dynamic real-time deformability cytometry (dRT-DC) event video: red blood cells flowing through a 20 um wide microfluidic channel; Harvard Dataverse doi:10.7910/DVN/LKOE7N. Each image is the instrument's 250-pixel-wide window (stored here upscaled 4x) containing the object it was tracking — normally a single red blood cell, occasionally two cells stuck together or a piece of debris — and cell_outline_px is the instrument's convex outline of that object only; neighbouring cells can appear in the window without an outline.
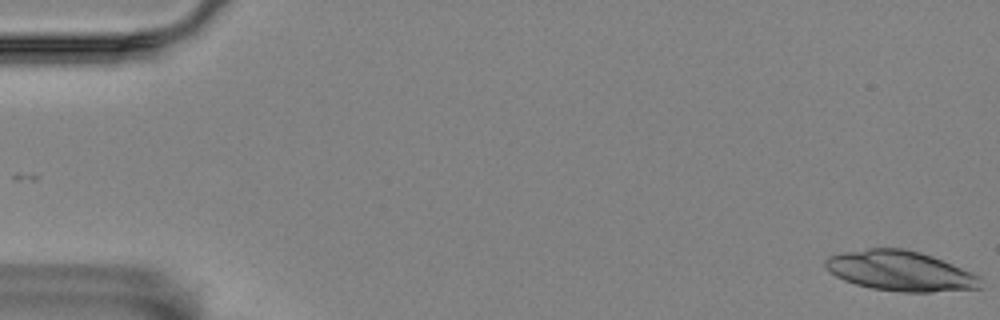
{"species": "Egyptian fruit bat (a non-hibernating species)", "species_latin": "Rousettus aegyptiacus", "temperature_condition": "room temperature", "stored_images_in_passage": 56, "camera_frame_rate_fps": 3000, "um_per_image_px": 0.085, "animal": {"sex": "female"}, "frame": {"image": 1, "passage_image": 1, "time_ms": 0.0, "image_size_px": [1000, 320], "cell_outline_px": [[984, 288], [932, 292], [904, 292], [872, 288], [856, 284], [844, 280], [836, 276], [824, 268], [824, 260], [828, 256], [844, 252], [868, 248], [904, 248], [920, 252], [932, 256], [952, 264], [980, 276]], "centroid_in_image_um": [76.53, 23.03], "position_along_channel_um": 8.5, "area_um2": 36.3}}